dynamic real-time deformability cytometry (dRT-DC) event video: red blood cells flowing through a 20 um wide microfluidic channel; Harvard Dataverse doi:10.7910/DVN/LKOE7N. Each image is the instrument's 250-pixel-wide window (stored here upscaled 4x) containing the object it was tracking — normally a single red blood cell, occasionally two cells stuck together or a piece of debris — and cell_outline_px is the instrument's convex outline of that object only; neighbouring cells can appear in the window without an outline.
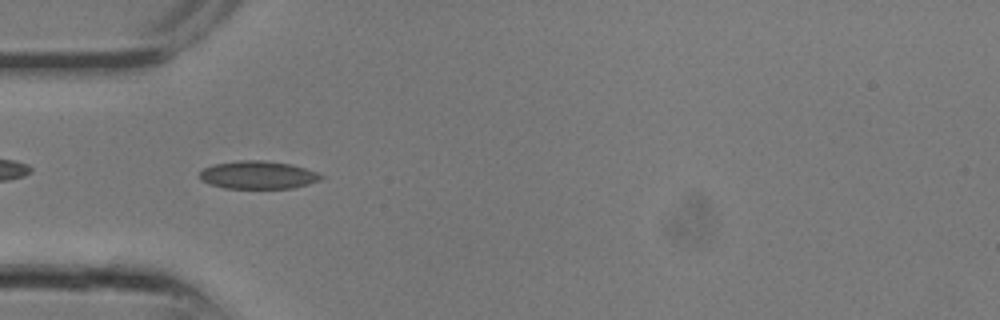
{"species": "common noctule bat (a hibernating species)", "species_latin": "Nyctalus noctula", "temperature_condition": "room temperature", "stored_images_in_passage": 11, "camera_frame_rate_fps": 3000, "um_per_image_px": 0.085, "animal": {"sex": "male", "body_mass_g": 13.3}, "frame": {"image": 1, "passage_image": 8, "time_ms": 2.333, "image_size_px": [1000, 320], "cell_outline_px": [[324, 176], [320, 180], [308, 184], [292, 188], [224, 188], [208, 184], [200, 180], [200, 172], [204, 168], [212, 164], [240, 160], [264, 160], [292, 164], [316, 172]], "centroid_in_image_um": [21.9, 14.87], "position_along_channel_um": 63.1, "area_um2": 19.83}}
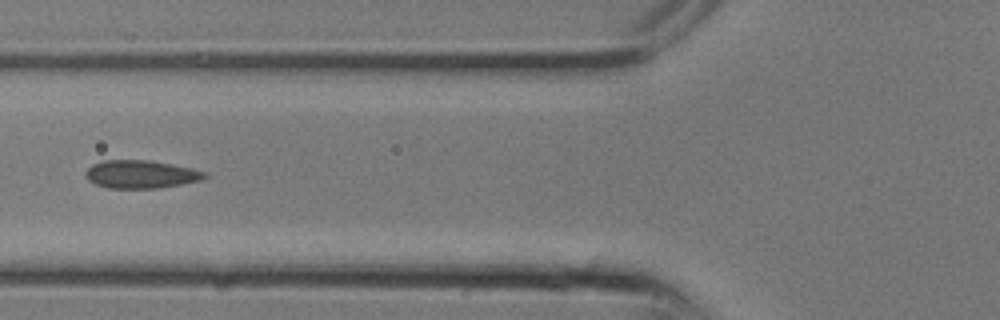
{"frame": {"image": 2, "passage_image": 10, "time_ms": 3.0, "image_size_px": [1000, 320], "cell_outline_px": [[208, 176], [200, 180], [180, 184], [156, 188], [108, 188], [96, 184], [88, 180], [84, 176], [84, 172], [92, 164], [104, 160], [148, 160], [172, 164], [192, 168], [208, 172]], "centroid_in_image_um": [11.96, 14.8], "position_along_channel_um": 113.8, "area_um2": 19.48}}